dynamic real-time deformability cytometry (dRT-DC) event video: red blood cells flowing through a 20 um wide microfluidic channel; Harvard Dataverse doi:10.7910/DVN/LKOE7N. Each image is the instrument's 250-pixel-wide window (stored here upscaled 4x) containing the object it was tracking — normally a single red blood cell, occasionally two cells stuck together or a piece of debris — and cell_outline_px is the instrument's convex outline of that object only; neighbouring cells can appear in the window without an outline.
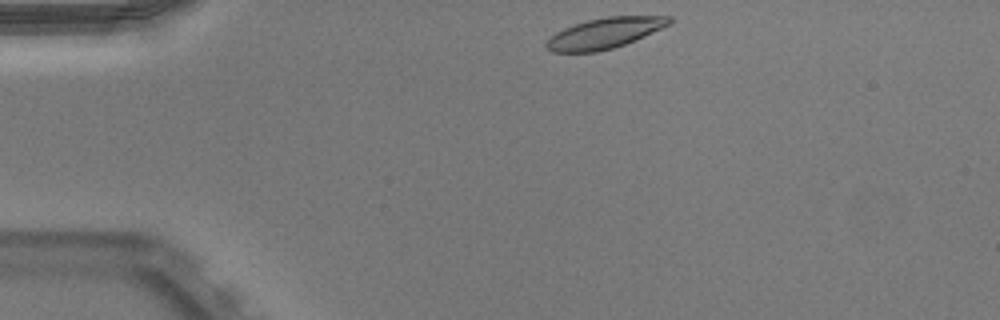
{"species": "Egyptian fruit bat (a non-hibernating species)", "species_latin": "Rousettus aegyptiacus", "temperature_condition": "warm", "stored_images_in_passage": 42, "camera_frame_rate_fps": 3000, "um_per_image_px": 0.085, "animal": {"sex": "male"}, "frame": {"image": 1, "passage_image": 1, "time_ms": 0.0, "image_size_px": [1000, 320], "cell_outline_px": [[672, 24], [644, 36], [624, 44], [612, 48], [596, 52], [552, 52], [544, 48], [544, 44], [556, 32], [564, 28], [588, 20], [608, 16], [672, 16]], "centroid_in_image_um": [51.4, 2.82], "position_along_channel_um": 33.6, "area_um2": 21.85}, "authors_computed_cell_mechanics": {"area_um2": 23.1489, "velocity_mm_per_s": 3.8743, "shape_relaxation_time_tau1_ms": 1.4566, "shape_relaxation_time_tau2_ms": null, "deformation_change_tau1": 0.0777, "deformation_change_tau2": null}}